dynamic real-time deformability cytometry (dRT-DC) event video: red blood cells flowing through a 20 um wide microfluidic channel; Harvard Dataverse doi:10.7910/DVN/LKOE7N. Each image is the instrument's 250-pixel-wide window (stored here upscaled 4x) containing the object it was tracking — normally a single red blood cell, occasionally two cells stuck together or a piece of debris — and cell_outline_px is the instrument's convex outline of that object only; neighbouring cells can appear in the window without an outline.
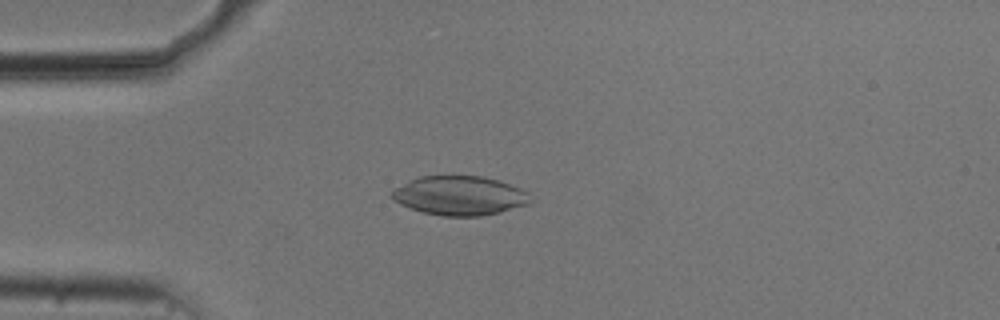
{"species": "common noctule bat (a hibernating species)", "species_latin": "Nyctalus noctula", "temperature_condition": "cold", "stored_images_in_passage": 51, "camera_frame_rate_fps": 3000, "um_per_image_px": 0.085, "animal": {"sex": "male", "body_mass_g": 20.5, "forearm_length_mm": 52.5}, "frame": {"image": 1, "passage_image": 11, "time_ms": 3.333, "image_size_px": [1000, 320], "cell_outline_px": [[532, 200], [528, 204], [500, 212], [480, 216], [444, 216], [424, 212], [400, 204], [392, 200], [392, 192], [396, 188], [408, 180], [420, 176], [484, 176], [520, 188], [528, 192]], "centroid_in_image_um": [39.07, 16.62], "position_along_channel_um": 45.9, "area_um2": 31.44}}
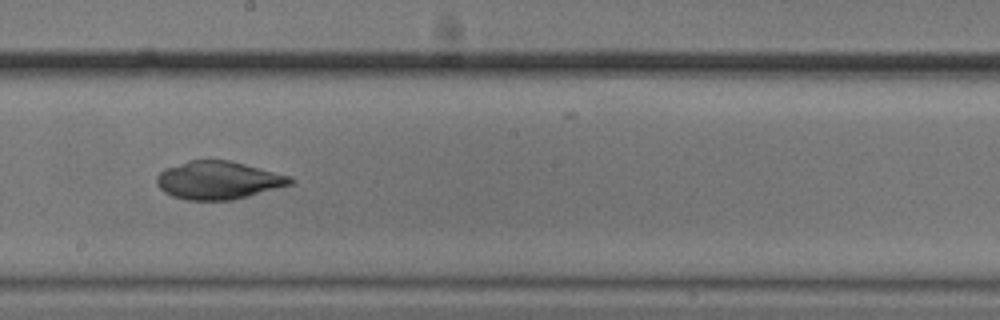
{"frame": {"image": 2, "passage_image": 27, "time_ms": 8.667, "image_size_px": [1000, 320], "cell_outline_px": [[296, 180], [292, 184], [248, 196], [232, 200], [188, 200], [172, 196], [164, 192], [156, 184], [156, 176], [164, 168], [188, 160], [228, 160], [244, 164], [288, 176]], "centroid_in_image_um": [18.5, 15.32], "position_along_channel_um": 229.7, "area_um2": 29.42}}
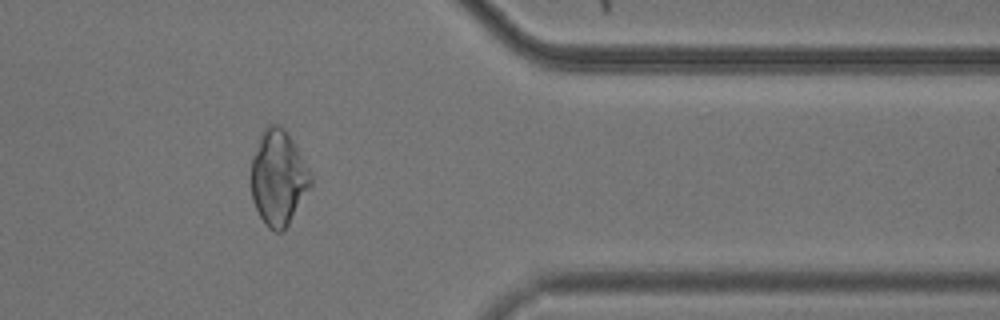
{"frame": {"image": 3, "passage_image": 41, "time_ms": 13.333, "image_size_px": [1000, 320], "cell_outline_px": [[312, 184], [284, 232], [276, 232], [268, 228], [264, 224], [252, 200], [252, 156], [260, 132], [268, 124], [276, 124], [284, 128], [288, 132], [308, 168], [312, 176]], "centroid_in_image_um": [23.65, 15.11], "position_along_channel_um": 387.8, "area_um2": 33.12}}